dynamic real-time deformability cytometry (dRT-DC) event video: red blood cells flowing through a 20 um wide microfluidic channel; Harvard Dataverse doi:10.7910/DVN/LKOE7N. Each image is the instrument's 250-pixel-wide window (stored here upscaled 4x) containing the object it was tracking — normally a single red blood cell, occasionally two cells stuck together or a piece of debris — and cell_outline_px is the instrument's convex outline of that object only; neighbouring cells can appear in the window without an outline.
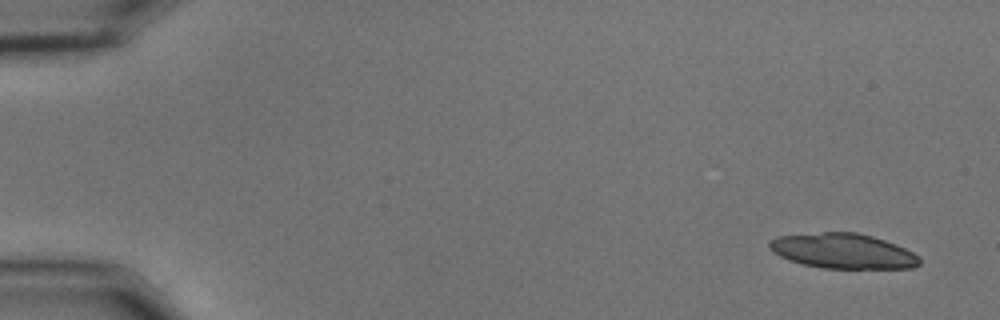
{"species": "common noctule bat (a hibernating species)", "species_latin": "Nyctalus noctula", "temperature_condition": "cold", "stored_images_in_passage": 53, "camera_frame_rate_fps": 3000, "um_per_image_px": 0.085, "animal": {"sex": "male", "body_mass_g": 15.6}, "frame": {"image": 1, "passage_image": 1, "time_ms": 0.0, "image_size_px": [1000, 320], "cell_outline_px": [[920, 264], [912, 268], [824, 268], [804, 264], [788, 260], [772, 252], [768, 248], [768, 240], [776, 236], [824, 232], [856, 232], [872, 236], [896, 244], [920, 256]], "centroid_in_image_um": [71.62, 21.33], "position_along_channel_um": 13.4, "area_um2": 30.75}, "authors_computed_cell_mechanics": {"area_um2": 18.6116, "velocity_mm_per_s": 3.5965, "shape_relaxation_time_tau1_ms": 3.8797, "shape_relaxation_time_tau2_ms": 10.9837, "deformation_change_tau1": 0.1659, "deformation_change_tau2": 0.1935}}